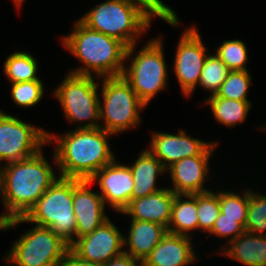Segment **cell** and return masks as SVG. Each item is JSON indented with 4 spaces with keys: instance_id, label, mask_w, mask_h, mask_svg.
I'll list each match as a JSON object with an SVG mask.
<instances>
[{
    "instance_id": "cell-1",
    "label": "cell",
    "mask_w": 266,
    "mask_h": 266,
    "mask_svg": "<svg viewBox=\"0 0 266 266\" xmlns=\"http://www.w3.org/2000/svg\"><path fill=\"white\" fill-rule=\"evenodd\" d=\"M58 177L42 150L0 165V196L6 211L0 214V223L24 216Z\"/></svg>"
},
{
    "instance_id": "cell-2",
    "label": "cell",
    "mask_w": 266,
    "mask_h": 266,
    "mask_svg": "<svg viewBox=\"0 0 266 266\" xmlns=\"http://www.w3.org/2000/svg\"><path fill=\"white\" fill-rule=\"evenodd\" d=\"M112 136L101 127L75 128L60 136L48 132V144L56 143V150L52 154L59 176L89 180L97 171L109 165L115 159L107 141Z\"/></svg>"
},
{
    "instance_id": "cell-3",
    "label": "cell",
    "mask_w": 266,
    "mask_h": 266,
    "mask_svg": "<svg viewBox=\"0 0 266 266\" xmlns=\"http://www.w3.org/2000/svg\"><path fill=\"white\" fill-rule=\"evenodd\" d=\"M61 40L63 47L84 63L69 73L99 78L122 76L127 47L119 40L88 28L79 19L73 31Z\"/></svg>"
},
{
    "instance_id": "cell-4",
    "label": "cell",
    "mask_w": 266,
    "mask_h": 266,
    "mask_svg": "<svg viewBox=\"0 0 266 266\" xmlns=\"http://www.w3.org/2000/svg\"><path fill=\"white\" fill-rule=\"evenodd\" d=\"M72 203L73 178L59 176L24 216L0 223V230L31 222L49 227L55 235L71 245L75 241L77 227Z\"/></svg>"
},
{
    "instance_id": "cell-5",
    "label": "cell",
    "mask_w": 266,
    "mask_h": 266,
    "mask_svg": "<svg viewBox=\"0 0 266 266\" xmlns=\"http://www.w3.org/2000/svg\"><path fill=\"white\" fill-rule=\"evenodd\" d=\"M152 19L128 0H106L79 18L88 28L119 40L127 48L137 44V36L150 28Z\"/></svg>"
},
{
    "instance_id": "cell-6",
    "label": "cell",
    "mask_w": 266,
    "mask_h": 266,
    "mask_svg": "<svg viewBox=\"0 0 266 266\" xmlns=\"http://www.w3.org/2000/svg\"><path fill=\"white\" fill-rule=\"evenodd\" d=\"M162 44L159 36L148 41L135 56L137 44L126 50L125 60L131 57L132 62L129 66L125 65L122 76L146 106L156 94L167 88L168 71Z\"/></svg>"
},
{
    "instance_id": "cell-7",
    "label": "cell",
    "mask_w": 266,
    "mask_h": 266,
    "mask_svg": "<svg viewBox=\"0 0 266 266\" xmlns=\"http://www.w3.org/2000/svg\"><path fill=\"white\" fill-rule=\"evenodd\" d=\"M101 79L103 103L99 101V114L104 123L100 127L114 136L137 127L141 121L140 111L146 105L123 76Z\"/></svg>"
},
{
    "instance_id": "cell-8",
    "label": "cell",
    "mask_w": 266,
    "mask_h": 266,
    "mask_svg": "<svg viewBox=\"0 0 266 266\" xmlns=\"http://www.w3.org/2000/svg\"><path fill=\"white\" fill-rule=\"evenodd\" d=\"M99 83H96L94 76L68 72L52 94L60 102L67 120L79 123V126H76L77 129L100 127ZM80 123L83 124L80 125Z\"/></svg>"
},
{
    "instance_id": "cell-9",
    "label": "cell",
    "mask_w": 266,
    "mask_h": 266,
    "mask_svg": "<svg viewBox=\"0 0 266 266\" xmlns=\"http://www.w3.org/2000/svg\"><path fill=\"white\" fill-rule=\"evenodd\" d=\"M69 250L49 227L34 225L13 242L5 257L15 266H60Z\"/></svg>"
},
{
    "instance_id": "cell-10",
    "label": "cell",
    "mask_w": 266,
    "mask_h": 266,
    "mask_svg": "<svg viewBox=\"0 0 266 266\" xmlns=\"http://www.w3.org/2000/svg\"><path fill=\"white\" fill-rule=\"evenodd\" d=\"M48 144V131L0 110V163L30 158Z\"/></svg>"
},
{
    "instance_id": "cell-11",
    "label": "cell",
    "mask_w": 266,
    "mask_h": 266,
    "mask_svg": "<svg viewBox=\"0 0 266 266\" xmlns=\"http://www.w3.org/2000/svg\"><path fill=\"white\" fill-rule=\"evenodd\" d=\"M173 69L182 93L190 97L199 84L209 50L204 46L195 26L185 29L178 42Z\"/></svg>"
},
{
    "instance_id": "cell-12",
    "label": "cell",
    "mask_w": 266,
    "mask_h": 266,
    "mask_svg": "<svg viewBox=\"0 0 266 266\" xmlns=\"http://www.w3.org/2000/svg\"><path fill=\"white\" fill-rule=\"evenodd\" d=\"M123 237L108 219L92 233L76 239L70 245V250L82 260L106 264L124 252Z\"/></svg>"
},
{
    "instance_id": "cell-13",
    "label": "cell",
    "mask_w": 266,
    "mask_h": 266,
    "mask_svg": "<svg viewBox=\"0 0 266 266\" xmlns=\"http://www.w3.org/2000/svg\"><path fill=\"white\" fill-rule=\"evenodd\" d=\"M217 144L218 142H212L200 155L184 158L166 169L173 185L170 189L175 194H198L211 191L204 187V183L209 179L208 164Z\"/></svg>"
},
{
    "instance_id": "cell-14",
    "label": "cell",
    "mask_w": 266,
    "mask_h": 266,
    "mask_svg": "<svg viewBox=\"0 0 266 266\" xmlns=\"http://www.w3.org/2000/svg\"><path fill=\"white\" fill-rule=\"evenodd\" d=\"M89 181L99 183L100 195L105 206L108 205L121 212L129 205L132 200L134 187L133 174L128 165L120 164L116 158L109 164L97 171Z\"/></svg>"
},
{
    "instance_id": "cell-15",
    "label": "cell",
    "mask_w": 266,
    "mask_h": 266,
    "mask_svg": "<svg viewBox=\"0 0 266 266\" xmlns=\"http://www.w3.org/2000/svg\"><path fill=\"white\" fill-rule=\"evenodd\" d=\"M89 180L73 178V209L77 227L75 240L92 233L109 217L105 214V203L100 195L88 189Z\"/></svg>"
},
{
    "instance_id": "cell-16",
    "label": "cell",
    "mask_w": 266,
    "mask_h": 266,
    "mask_svg": "<svg viewBox=\"0 0 266 266\" xmlns=\"http://www.w3.org/2000/svg\"><path fill=\"white\" fill-rule=\"evenodd\" d=\"M149 151L167 169L175 162L187 157L200 155L212 142H205L180 129L178 134L153 132Z\"/></svg>"
},
{
    "instance_id": "cell-17",
    "label": "cell",
    "mask_w": 266,
    "mask_h": 266,
    "mask_svg": "<svg viewBox=\"0 0 266 266\" xmlns=\"http://www.w3.org/2000/svg\"><path fill=\"white\" fill-rule=\"evenodd\" d=\"M175 195L170 187H164L148 196L131 200L121 213L130 215L132 220L155 222L168 228Z\"/></svg>"
},
{
    "instance_id": "cell-18",
    "label": "cell",
    "mask_w": 266,
    "mask_h": 266,
    "mask_svg": "<svg viewBox=\"0 0 266 266\" xmlns=\"http://www.w3.org/2000/svg\"><path fill=\"white\" fill-rule=\"evenodd\" d=\"M191 237L167 232L143 262V266H186L197 259Z\"/></svg>"
},
{
    "instance_id": "cell-19",
    "label": "cell",
    "mask_w": 266,
    "mask_h": 266,
    "mask_svg": "<svg viewBox=\"0 0 266 266\" xmlns=\"http://www.w3.org/2000/svg\"><path fill=\"white\" fill-rule=\"evenodd\" d=\"M129 228L128 237H123L124 247L129 246L124 253L141 262L145 261L168 232L164 225L132 219Z\"/></svg>"
},
{
    "instance_id": "cell-20",
    "label": "cell",
    "mask_w": 266,
    "mask_h": 266,
    "mask_svg": "<svg viewBox=\"0 0 266 266\" xmlns=\"http://www.w3.org/2000/svg\"><path fill=\"white\" fill-rule=\"evenodd\" d=\"M129 168L134 180L132 200L163 189L156 187V181L159 174L164 175V172H167L166 168L148 149L141 151L139 157L129 165Z\"/></svg>"
},
{
    "instance_id": "cell-21",
    "label": "cell",
    "mask_w": 266,
    "mask_h": 266,
    "mask_svg": "<svg viewBox=\"0 0 266 266\" xmlns=\"http://www.w3.org/2000/svg\"><path fill=\"white\" fill-rule=\"evenodd\" d=\"M226 245L227 249L222 246L220 255L245 266H266V235L244 232Z\"/></svg>"
},
{
    "instance_id": "cell-22",
    "label": "cell",
    "mask_w": 266,
    "mask_h": 266,
    "mask_svg": "<svg viewBox=\"0 0 266 266\" xmlns=\"http://www.w3.org/2000/svg\"><path fill=\"white\" fill-rule=\"evenodd\" d=\"M193 230H198L197 194H176L167 231L190 237Z\"/></svg>"
},
{
    "instance_id": "cell-23",
    "label": "cell",
    "mask_w": 266,
    "mask_h": 266,
    "mask_svg": "<svg viewBox=\"0 0 266 266\" xmlns=\"http://www.w3.org/2000/svg\"><path fill=\"white\" fill-rule=\"evenodd\" d=\"M205 104L210 106L213 117L218 124H224V126L232 128L246 120L247 114L252 107L250 101H238L217 97L216 95H209L205 99Z\"/></svg>"
},
{
    "instance_id": "cell-24",
    "label": "cell",
    "mask_w": 266,
    "mask_h": 266,
    "mask_svg": "<svg viewBox=\"0 0 266 266\" xmlns=\"http://www.w3.org/2000/svg\"><path fill=\"white\" fill-rule=\"evenodd\" d=\"M4 74L11 83L41 80L38 73V63L33 55L26 51H18L5 60Z\"/></svg>"
},
{
    "instance_id": "cell-25",
    "label": "cell",
    "mask_w": 266,
    "mask_h": 266,
    "mask_svg": "<svg viewBox=\"0 0 266 266\" xmlns=\"http://www.w3.org/2000/svg\"><path fill=\"white\" fill-rule=\"evenodd\" d=\"M227 65L215 54L208 55L200 74L199 86L215 95L229 73Z\"/></svg>"
},
{
    "instance_id": "cell-26",
    "label": "cell",
    "mask_w": 266,
    "mask_h": 266,
    "mask_svg": "<svg viewBox=\"0 0 266 266\" xmlns=\"http://www.w3.org/2000/svg\"><path fill=\"white\" fill-rule=\"evenodd\" d=\"M251 75L246 71H229L220 90L215 94L217 97L234 99L238 101H249L247 98L250 87Z\"/></svg>"
},
{
    "instance_id": "cell-27",
    "label": "cell",
    "mask_w": 266,
    "mask_h": 266,
    "mask_svg": "<svg viewBox=\"0 0 266 266\" xmlns=\"http://www.w3.org/2000/svg\"><path fill=\"white\" fill-rule=\"evenodd\" d=\"M242 40H225L216 47L215 54L227 65L230 71H246L248 52Z\"/></svg>"
},
{
    "instance_id": "cell-28",
    "label": "cell",
    "mask_w": 266,
    "mask_h": 266,
    "mask_svg": "<svg viewBox=\"0 0 266 266\" xmlns=\"http://www.w3.org/2000/svg\"><path fill=\"white\" fill-rule=\"evenodd\" d=\"M220 213L219 191H208L197 194L198 230L210 232Z\"/></svg>"
},
{
    "instance_id": "cell-29",
    "label": "cell",
    "mask_w": 266,
    "mask_h": 266,
    "mask_svg": "<svg viewBox=\"0 0 266 266\" xmlns=\"http://www.w3.org/2000/svg\"><path fill=\"white\" fill-rule=\"evenodd\" d=\"M245 232L266 235V195L257 194L249 188V203Z\"/></svg>"
},
{
    "instance_id": "cell-30",
    "label": "cell",
    "mask_w": 266,
    "mask_h": 266,
    "mask_svg": "<svg viewBox=\"0 0 266 266\" xmlns=\"http://www.w3.org/2000/svg\"><path fill=\"white\" fill-rule=\"evenodd\" d=\"M242 195H238L231 190L228 192L219 191L221 218L247 219L249 189L245 190Z\"/></svg>"
},
{
    "instance_id": "cell-31",
    "label": "cell",
    "mask_w": 266,
    "mask_h": 266,
    "mask_svg": "<svg viewBox=\"0 0 266 266\" xmlns=\"http://www.w3.org/2000/svg\"><path fill=\"white\" fill-rule=\"evenodd\" d=\"M11 85L10 96L13 102L22 108L35 106L43 98L45 90L41 80L17 82Z\"/></svg>"
},
{
    "instance_id": "cell-32",
    "label": "cell",
    "mask_w": 266,
    "mask_h": 266,
    "mask_svg": "<svg viewBox=\"0 0 266 266\" xmlns=\"http://www.w3.org/2000/svg\"><path fill=\"white\" fill-rule=\"evenodd\" d=\"M141 6L152 18L162 19L164 22L170 24V26L178 27L180 24L179 17L176 12L168 5L163 3L162 0H128Z\"/></svg>"
},
{
    "instance_id": "cell-33",
    "label": "cell",
    "mask_w": 266,
    "mask_h": 266,
    "mask_svg": "<svg viewBox=\"0 0 266 266\" xmlns=\"http://www.w3.org/2000/svg\"><path fill=\"white\" fill-rule=\"evenodd\" d=\"M246 220L247 219L221 218V213H219L212 230L208 234H214V236H219L221 238L225 237L224 239L230 237L228 238V244L245 232L244 228Z\"/></svg>"
},
{
    "instance_id": "cell-34",
    "label": "cell",
    "mask_w": 266,
    "mask_h": 266,
    "mask_svg": "<svg viewBox=\"0 0 266 266\" xmlns=\"http://www.w3.org/2000/svg\"><path fill=\"white\" fill-rule=\"evenodd\" d=\"M104 266H143V262L123 252L104 264Z\"/></svg>"
},
{
    "instance_id": "cell-35",
    "label": "cell",
    "mask_w": 266,
    "mask_h": 266,
    "mask_svg": "<svg viewBox=\"0 0 266 266\" xmlns=\"http://www.w3.org/2000/svg\"><path fill=\"white\" fill-rule=\"evenodd\" d=\"M60 266H104V264L82 260L69 250Z\"/></svg>"
},
{
    "instance_id": "cell-36",
    "label": "cell",
    "mask_w": 266,
    "mask_h": 266,
    "mask_svg": "<svg viewBox=\"0 0 266 266\" xmlns=\"http://www.w3.org/2000/svg\"><path fill=\"white\" fill-rule=\"evenodd\" d=\"M15 3L16 8L20 9V7L22 6L24 0H13Z\"/></svg>"
},
{
    "instance_id": "cell-37",
    "label": "cell",
    "mask_w": 266,
    "mask_h": 266,
    "mask_svg": "<svg viewBox=\"0 0 266 266\" xmlns=\"http://www.w3.org/2000/svg\"><path fill=\"white\" fill-rule=\"evenodd\" d=\"M4 261L6 262L7 261V263H9L10 265L9 266H11L12 265V263L5 257V259H4ZM6 266H8V265H6Z\"/></svg>"
}]
</instances>
